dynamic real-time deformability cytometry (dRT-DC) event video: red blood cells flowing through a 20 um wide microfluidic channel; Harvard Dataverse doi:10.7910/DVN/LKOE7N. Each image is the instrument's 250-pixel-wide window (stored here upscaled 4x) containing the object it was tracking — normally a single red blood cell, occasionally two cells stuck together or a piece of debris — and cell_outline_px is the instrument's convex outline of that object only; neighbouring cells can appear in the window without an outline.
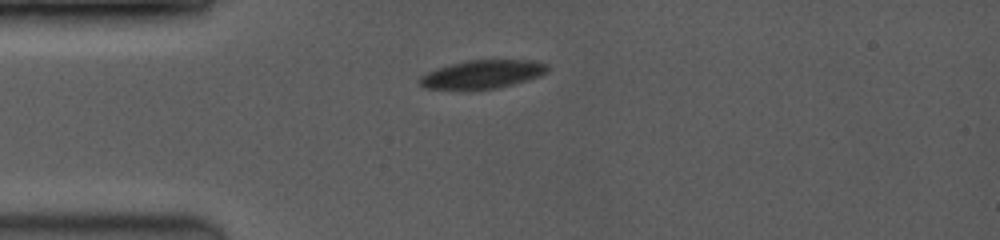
{"species": "common noctule bat (a hibernating species)", "species_latin": "Nyctalus noctula", "temperature_condition": "room temperature", "stored_images_in_passage": 30, "camera_frame_rate_fps": 3500, "um_per_image_px": 0.085, "animal": {"sex": "female", "body_mass_g": 19.0, "forearm_length_mm": 53.3}, "frame": {"image": 1, "passage_image": 1, "time_ms": 0.0, "image_size_px": [1000, 240], "cell_outline_px": [[548, 72], [540, 76], [528, 80], [496, 88], [464, 92], [424, 88], [416, 80], [420, 76], [436, 68], [468, 60], [536, 60], [548, 64]], "centroid_in_image_um": [40.95, 6.35], "position_along_channel_um": 44.0, "area_um2": 21.91}}
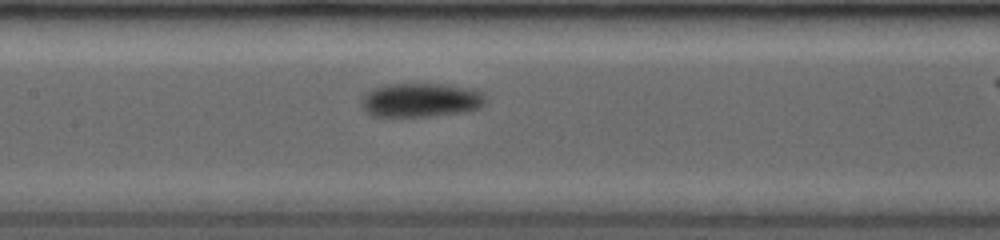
{"frame": {"image": 2, "passage_image": 12, "time_ms": 3.714, "image_size_px": [1000, 240], "cell_outline_px": [[484, 104], [476, 108], [464, 112], [428, 116], [372, 116], [364, 108], [364, 96], [368, 92], [384, 84], [440, 84], [468, 88], [484, 92]], "centroid_in_image_um": [35.8, 8.5], "position_along_channel_um": 171.6, "area_um2": 24.04}}
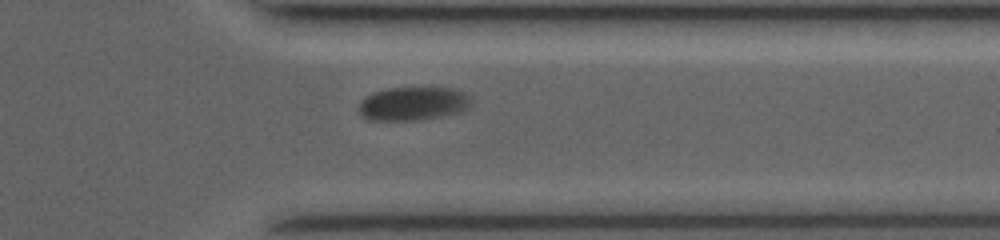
{"frame": {"image": 3, "passage_image": 26, "time_ms": 8.857, "image_size_px": [1000, 240], "cell_outline_px": [[472, 104], [468, 108], [460, 112], [440, 116], [416, 120], [372, 120], [364, 116], [360, 112], [360, 104], [372, 92], [388, 88], [452, 88], [464, 92], [472, 96]], "centroid_in_image_um": [35.19, 8.8], "position_along_channel_um": 376.2, "area_um2": 21.79}}